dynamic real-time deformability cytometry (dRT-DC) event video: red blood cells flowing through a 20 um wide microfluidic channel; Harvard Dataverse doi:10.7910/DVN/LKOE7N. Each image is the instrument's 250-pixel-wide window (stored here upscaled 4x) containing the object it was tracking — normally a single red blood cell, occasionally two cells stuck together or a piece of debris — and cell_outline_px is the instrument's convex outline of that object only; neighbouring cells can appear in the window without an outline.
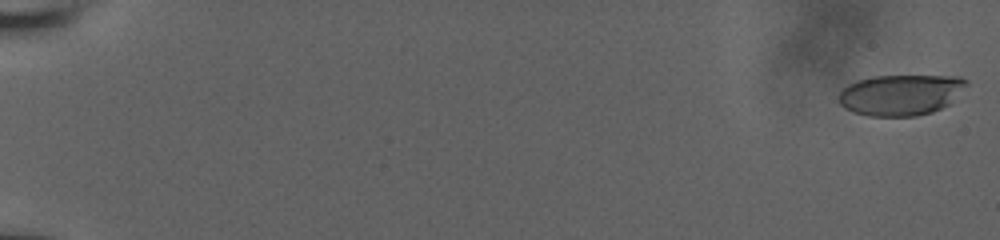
{"species": "human", "species_latin": "Homo sapiens", "temperature_condition": "room temperature", "stored_images_in_passage": 58, "camera_frame_rate_fps": 3000, "um_per_image_px": 0.085, "donor": {"sex": "male"}, "frame": {"image": 1, "passage_image": 1, "time_ms": 0.0, "image_size_px": [1000, 240], "cell_outline_px": [[968, 84], [948, 104], [932, 112], [916, 116], [868, 116], [852, 112], [844, 108], [840, 104], [840, 92], [848, 84], [872, 76], [960, 76], [968, 80]], "centroid_in_image_um": [76.56, 8.06], "position_along_channel_um": 8.4, "area_um2": 30.29}}
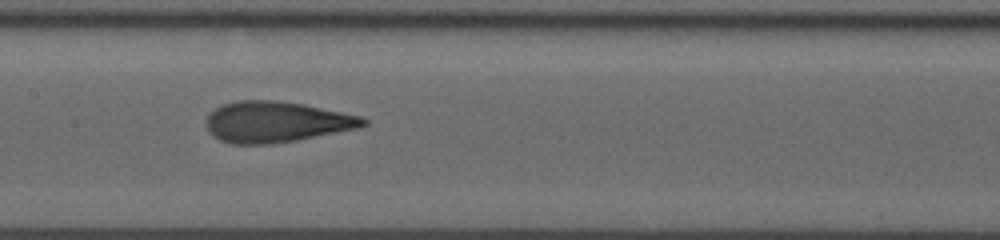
{"frame": {"image": 2, "passage_image": 32, "time_ms": 10.333, "image_size_px": [1000, 240], "cell_outline_px": [[368, 124], [360, 128], [296, 140], [272, 144], [232, 144], [220, 140], [212, 136], [208, 132], [204, 124], [208, 116], [216, 108], [224, 104], [236, 100], [276, 100], [304, 104], [364, 116], [368, 120]], "centroid_in_image_um": [23.5, 10.36], "position_along_channel_um": 183.9, "area_um2": 37.8}}
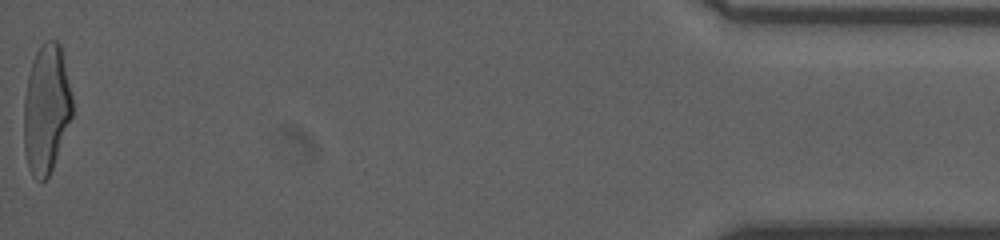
{"frame": {"image": 3, "passage_image": 58, "time_ms": 19.0, "image_size_px": [1000, 240], "cell_outline_px": [[72, 116], [52, 168], [48, 176], [40, 184], [32, 176], [28, 168], [24, 152], [24, 96], [28, 76], [32, 60], [36, 52], [48, 40], [56, 40], [60, 44], [72, 96]], "centroid_in_image_um": [3.92, 9.3], "position_along_channel_um": 431.3, "area_um2": 36.24}, "authors_computed_cell_mechanics": {"area_um2": 36.1539, "velocity_mm_per_s": 3.8475, "shape_relaxation_time_tau1_ms": 5.5409, "shape_relaxation_time_tau2_ms": 0.8047, "deformation_change_tau1": 0.2104, "deformation_change_tau2": 0.0813}}